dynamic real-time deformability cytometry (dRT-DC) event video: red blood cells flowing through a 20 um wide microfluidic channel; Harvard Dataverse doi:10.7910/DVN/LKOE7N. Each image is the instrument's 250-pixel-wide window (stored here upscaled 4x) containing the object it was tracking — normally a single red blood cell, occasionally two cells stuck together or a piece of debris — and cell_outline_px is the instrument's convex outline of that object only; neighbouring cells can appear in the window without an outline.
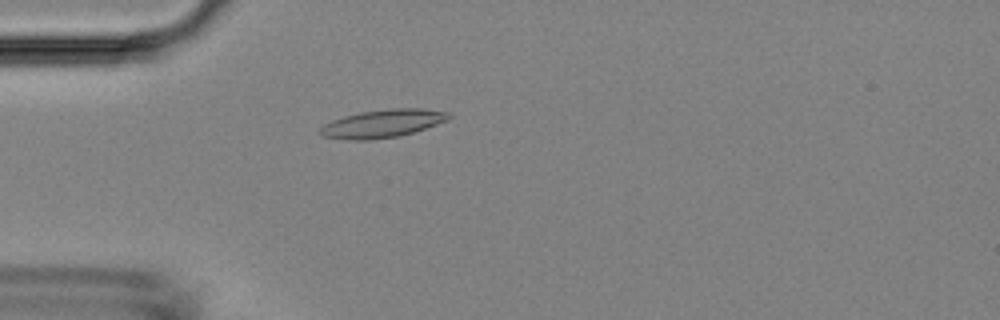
{"species": "Egyptian fruit bat (a non-hibernating species)", "species_latin": "Rousettus aegyptiacus", "temperature_condition": "room temperature", "stored_images_in_passage": 3, "camera_frame_rate_fps": 3000, "um_per_image_px": 0.085, "animal": {"sex": "female"}, "frame": {"image": 1, "passage_image": 3, "time_ms": 2.333, "image_size_px": [1000, 320], "cell_outline_px": [[452, 116], [448, 120], [400, 136], [368, 140], [348, 140], [320, 136], [320, 128], [324, 124], [332, 120], [344, 116], [360, 112], [392, 108], [420, 108], [448, 112]], "centroid_in_image_um": [32.49, 10.5], "position_along_channel_um": 52.5, "area_um2": 20.92}}